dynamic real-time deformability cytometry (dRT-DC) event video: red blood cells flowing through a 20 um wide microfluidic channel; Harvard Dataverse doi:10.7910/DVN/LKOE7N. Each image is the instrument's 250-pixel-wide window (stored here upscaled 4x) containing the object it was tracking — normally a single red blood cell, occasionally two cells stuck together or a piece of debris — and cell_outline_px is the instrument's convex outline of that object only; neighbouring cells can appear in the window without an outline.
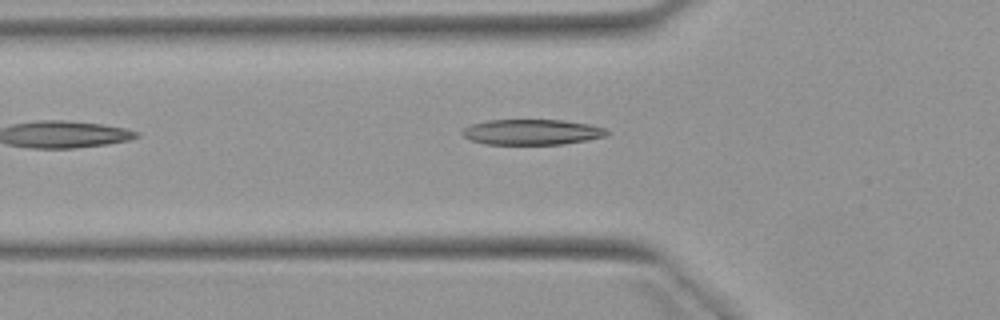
{"species": "Egyptian fruit bat (a non-hibernating species)", "species_latin": "Rousettus aegyptiacus", "temperature_condition": "warm", "stored_images_in_passage": 2, "camera_frame_rate_fps": 3000, "um_per_image_px": 0.085, "animal": {"sex": "female"}, "frame": {"image": 1, "passage_image": 2, "time_ms": 1.333, "image_size_px": [1000, 320], "cell_outline_px": [[608, 132], [604, 136], [588, 140], [560, 144], [484, 144], [472, 140], [464, 136], [460, 132], [464, 128], [472, 124], [488, 120], [564, 120], [588, 124], [608, 128]], "centroid_in_image_um": [45.22, 11.22], "position_along_channel_um": 80.6, "area_um2": 21.39}}